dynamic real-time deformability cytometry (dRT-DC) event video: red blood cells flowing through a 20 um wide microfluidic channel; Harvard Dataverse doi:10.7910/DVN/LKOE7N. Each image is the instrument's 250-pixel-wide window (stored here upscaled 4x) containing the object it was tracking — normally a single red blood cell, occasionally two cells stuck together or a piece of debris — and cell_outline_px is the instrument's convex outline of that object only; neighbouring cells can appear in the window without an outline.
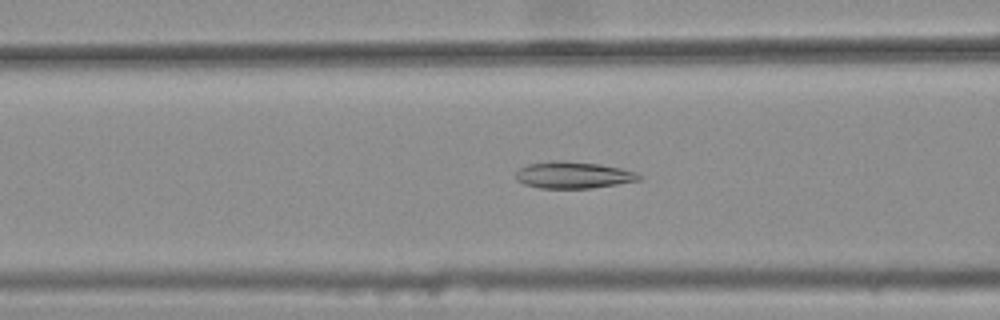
{"species": "common noctule bat (a hibernating species)", "species_latin": "Nyctalus noctula", "temperature_condition": "warm", "stored_images_in_passage": 36, "camera_frame_rate_fps": 3000, "um_per_image_px": 0.085, "animal": {"sex": "female", "body_mass_g": 25.1}, "frame": {"image": 1, "passage_image": 11, "time_ms": 3.333, "image_size_px": [1000, 320], "cell_outline_px": [[644, 176], [640, 180], [592, 188], [540, 188], [524, 184], [516, 180], [516, 172], [520, 168], [528, 164], [552, 160], [564, 160], [600, 164], [620, 168], [636, 172]], "centroid_in_image_um": [48.73, 14.87], "position_along_channel_um": 117.9, "area_um2": 19.31}}
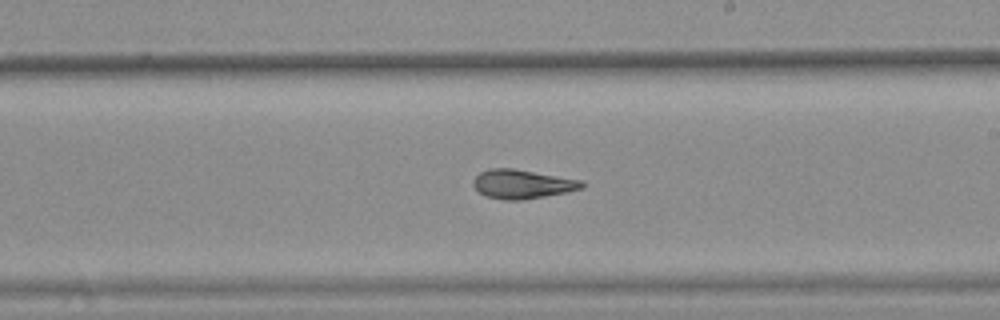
{"frame": {"image": 2, "passage_image": 21, "time_ms": 6.667, "image_size_px": [1000, 320], "cell_outline_px": [[584, 188], [568, 192], [520, 200], [504, 200], [488, 196], [480, 192], [472, 184], [472, 180], [480, 172], [488, 168], [512, 168], [584, 180]], "centroid_in_image_um": [44.42, 15.63], "position_along_channel_um": 244.6, "area_um2": 18.38}}
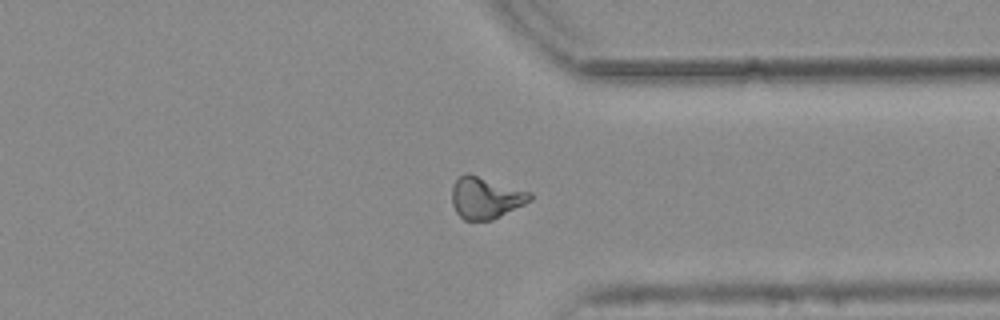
{"frame": {"image": 3, "passage_image": 31, "time_ms": 10.0, "image_size_px": [1000, 320], "cell_outline_px": [[532, 200], [492, 220], [464, 220], [456, 212], [452, 204], [452, 188], [456, 180], [464, 172], [468, 172], [532, 192]], "centroid_in_image_um": [41.28, 16.79], "position_along_channel_um": 370.1, "area_um2": 19.07}, "authors_computed_cell_mechanics": {"area_um2": 18.3515, "velocity_mm_per_s": 3.8101, "shape_relaxation_time_tau1_ms": null, "shape_relaxation_time_tau2_ms": 2.9357, "deformation_change_tau1": null, "deformation_change_tau2": 0.0832}}